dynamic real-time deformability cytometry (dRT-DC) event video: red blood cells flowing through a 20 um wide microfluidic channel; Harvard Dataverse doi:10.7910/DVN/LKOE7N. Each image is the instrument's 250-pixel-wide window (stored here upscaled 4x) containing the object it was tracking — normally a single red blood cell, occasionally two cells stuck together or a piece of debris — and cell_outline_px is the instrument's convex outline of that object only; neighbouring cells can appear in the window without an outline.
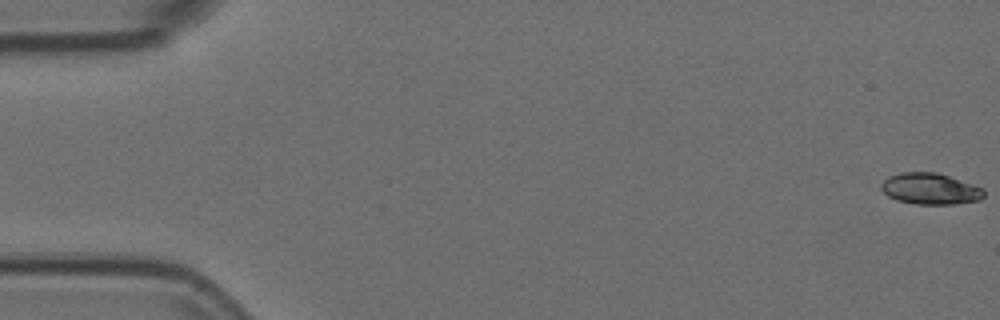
{"species": "Egyptian fruit bat (a non-hibernating species)", "species_latin": "Rousettus aegyptiacus", "temperature_condition": "room temperature", "stored_images_in_passage": 56, "camera_frame_rate_fps": 3000, "um_per_image_px": 0.085, "animal": {"sex": "female"}, "frame": {"image": 1, "passage_image": 1, "time_ms": 0.0, "image_size_px": [1000, 320], "cell_outline_px": [[984, 196], [980, 200], [952, 204], [916, 204], [896, 200], [888, 196], [880, 188], [880, 184], [888, 176], [900, 172], [936, 172], [984, 188]], "centroid_in_image_um": [79.04, 16.04], "position_along_channel_um": 6.0, "area_um2": 18.73}}
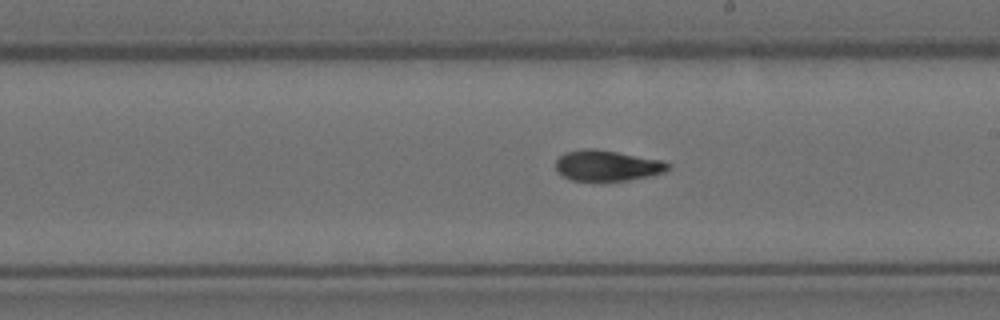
{"frame": {"image": 2, "passage_image": 32, "time_ms": 10.333, "image_size_px": [1000, 320], "cell_outline_px": [[672, 164], [664, 172], [648, 176], [628, 180], [572, 180], [560, 176], [556, 172], [556, 160], [564, 152], [584, 148], [596, 148], [660, 160]], "centroid_in_image_um": [51.55, 14.06], "position_along_channel_um": 237.5, "area_um2": 20.06}}
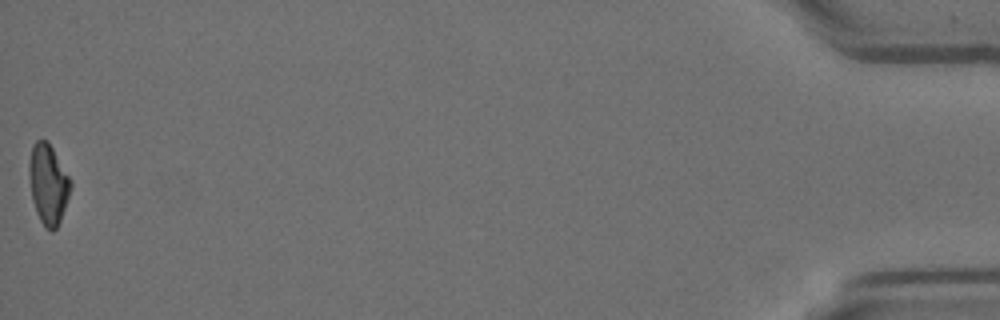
{"frame": {"image": 3, "passage_image": 56, "time_ms": 18.333, "image_size_px": [1000, 320], "cell_outline_px": [[72, 184], [60, 220], [56, 228], [52, 232], [44, 228], [36, 212], [32, 200], [28, 168], [28, 164], [32, 144], [36, 140], [48, 140], [72, 180]], "centroid_in_image_um": [4.08, 15.62], "position_along_channel_um": 431.1, "area_um2": 19.48}, "authors_computed_cell_mechanics": {"area_um2": 19.8254, "velocity_mm_per_s": 3.6956, "shape_relaxation_time_tau1_ms": 7.9535, "shape_relaxation_time_tau2_ms": 3.6191, "deformation_change_tau1": 0.2386, "deformation_change_tau2": 0.1056}}